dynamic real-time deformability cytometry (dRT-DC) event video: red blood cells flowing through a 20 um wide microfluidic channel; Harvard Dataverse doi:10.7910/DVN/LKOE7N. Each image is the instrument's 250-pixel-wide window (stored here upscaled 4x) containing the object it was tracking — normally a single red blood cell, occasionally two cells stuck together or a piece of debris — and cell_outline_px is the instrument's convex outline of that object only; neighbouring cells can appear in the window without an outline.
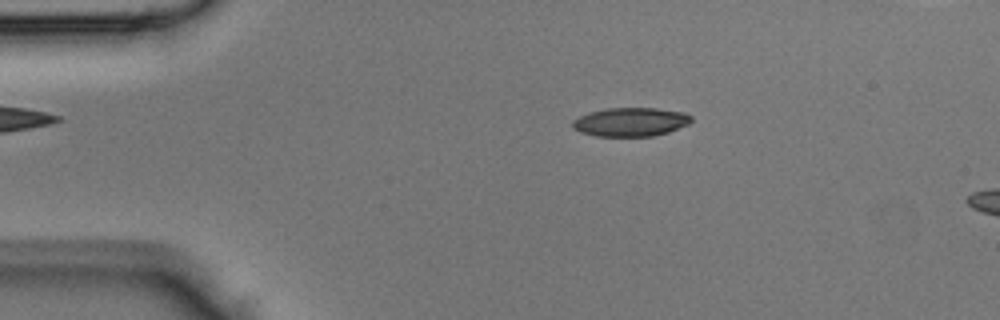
{"species": "Egyptian fruit bat (a non-hibernating species)", "species_latin": "Rousettus aegyptiacus", "temperature_condition": "room temperature", "stored_images_in_passage": 6, "camera_frame_rate_fps": 3000, "um_per_image_px": 0.085, "animal": {"sex": "male"}, "frame": {"image": 1, "passage_image": 1, "time_ms": 0.0, "image_size_px": [1000, 320], "cell_outline_px": [[692, 120], [688, 124], [668, 132], [652, 136], [596, 136], [580, 132], [572, 128], [572, 120], [580, 116], [592, 112], [608, 108], [656, 108], [684, 112], [692, 116]], "centroid_in_image_um": [53.6, 10.37], "position_along_channel_um": 31.4, "area_um2": 19.83}}